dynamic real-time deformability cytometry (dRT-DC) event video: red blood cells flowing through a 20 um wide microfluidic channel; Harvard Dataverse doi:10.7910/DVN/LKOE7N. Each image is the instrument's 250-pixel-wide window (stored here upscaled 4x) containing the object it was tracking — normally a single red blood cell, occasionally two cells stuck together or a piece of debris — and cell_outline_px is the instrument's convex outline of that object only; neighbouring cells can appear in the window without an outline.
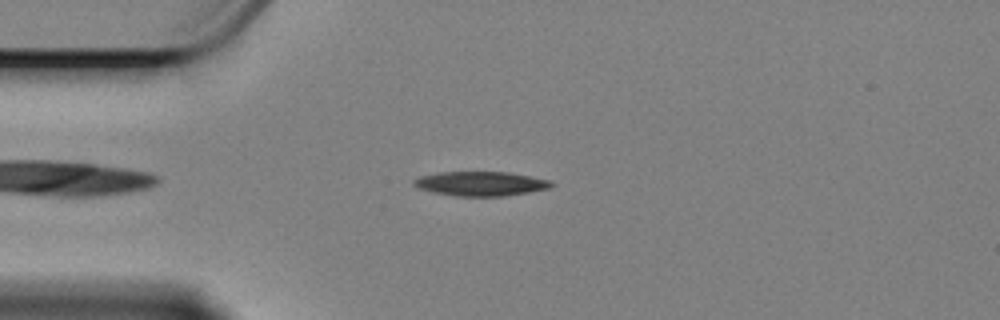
{"species": "Egyptian fruit bat (a non-hibernating species)", "species_latin": "Rousettus aegyptiacus", "temperature_condition": "cold", "stored_images_in_passage": 50, "camera_frame_rate_fps": 3000, "um_per_image_px": 0.085, "animal": {"sex": "female"}, "frame": {"image": 1, "passage_image": 6, "time_ms": 1.667, "image_size_px": [1000, 320], "cell_outline_px": [[556, 184], [548, 188], [528, 192], [504, 196], [456, 196], [432, 192], [420, 188], [412, 184], [412, 180], [420, 176], [440, 172], [508, 172], [548, 180]], "centroid_in_image_um": [40.82, 15.61], "position_along_channel_um": 44.2, "area_um2": 19.36}}
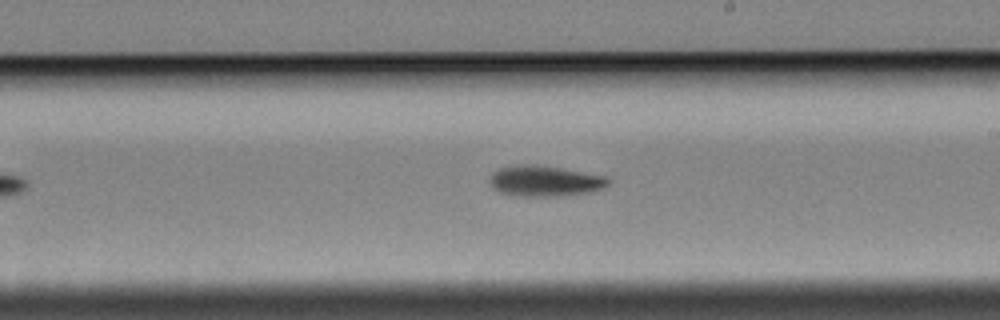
{"frame": {"image": 2, "passage_image": 25, "time_ms": 8.0, "image_size_px": [1000, 320], "cell_outline_px": [[612, 180], [604, 188], [592, 192], [560, 196], [520, 196], [500, 192], [492, 188], [488, 180], [492, 172], [500, 168], [524, 164], [536, 164], [560, 168], [604, 176]], "centroid_in_image_um": [46.3, 15.39], "position_along_channel_um": 242.7, "area_um2": 21.27}}
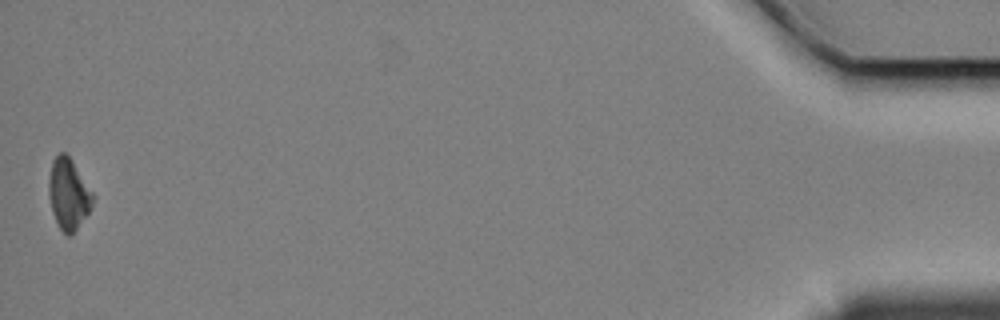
{"frame": {"image": 3, "passage_image": 50, "time_ms": 16.333, "image_size_px": [1000, 320], "cell_outline_px": [[96, 196], [88, 212], [72, 236], [68, 236], [60, 228], [52, 212], [48, 196], [48, 184], [52, 160], [60, 152], [64, 152], [72, 160]], "centroid_in_image_um": [5.83, 16.49], "position_along_channel_um": 429.4, "area_um2": 18.26}, "authors_computed_cell_mechanics": {"area_um2": 19.652, "velocity_mm_per_s": 3.378, "shape_relaxation_time_tau1_ms": 3.2042, "shape_relaxation_time_tau2_ms": null, "deformation_change_tau1": 0.1109, "deformation_change_tau2": null}}